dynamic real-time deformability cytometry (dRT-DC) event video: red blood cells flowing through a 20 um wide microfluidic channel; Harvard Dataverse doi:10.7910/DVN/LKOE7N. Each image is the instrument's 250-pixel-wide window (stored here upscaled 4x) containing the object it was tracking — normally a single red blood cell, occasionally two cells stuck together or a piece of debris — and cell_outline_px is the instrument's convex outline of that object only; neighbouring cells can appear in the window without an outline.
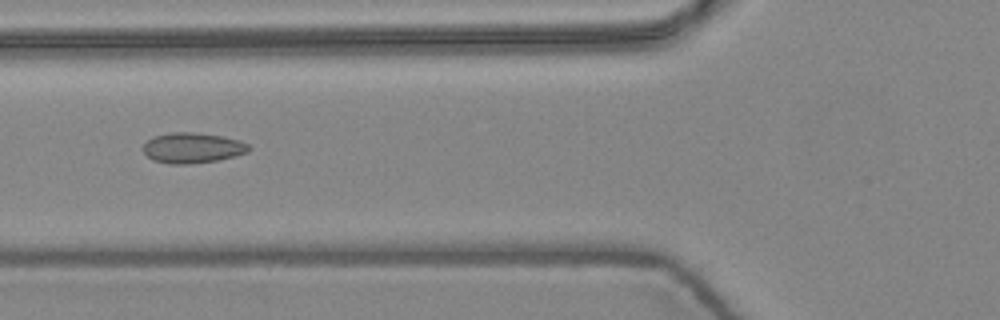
{"species": "common noctule bat (a hibernating species)", "species_latin": "Nyctalus noctula", "temperature_condition": "warm", "stored_images_in_passage": 10, "camera_frame_rate_fps": 3000, "um_per_image_px": 0.085, "animal": {"sex": "female", "body_mass_g": 24.6, "forearm_length_mm": 56.2}, "frame": {"image": 1, "passage_image": 6, "time_ms": 1.667, "image_size_px": [1000, 320], "cell_outline_px": [[252, 148], [248, 152], [236, 156], [216, 160], [188, 164], [168, 164], [152, 160], [144, 152], [144, 144], [152, 136], [172, 132], [192, 132], [220, 136], [240, 140], [248, 144]], "centroid_in_image_um": [16.37, 12.57], "position_along_channel_um": 109.4, "area_um2": 18.73}}
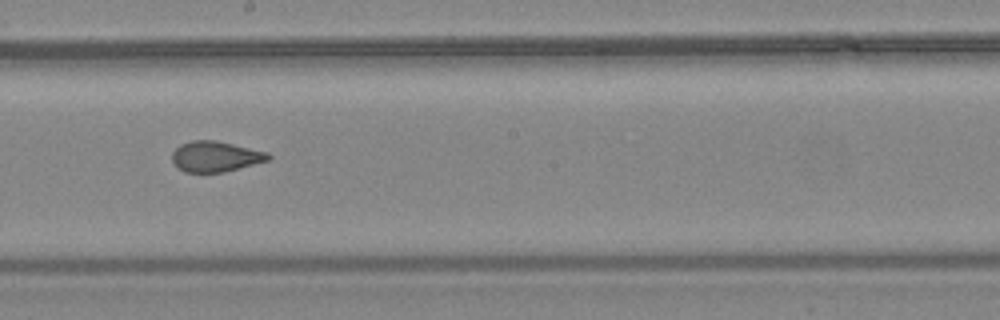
{"frame": {"image": 2, "passage_image": 9, "time_ms": 2.667, "image_size_px": [1000, 320], "cell_outline_px": [[272, 156], [268, 160], [224, 172], [184, 172], [176, 168], [172, 160], [172, 152], [180, 144], [192, 140], [216, 140], [268, 152]], "centroid_in_image_um": [18.28, 13.3], "position_along_channel_um": 229.9, "area_um2": 17.17}}
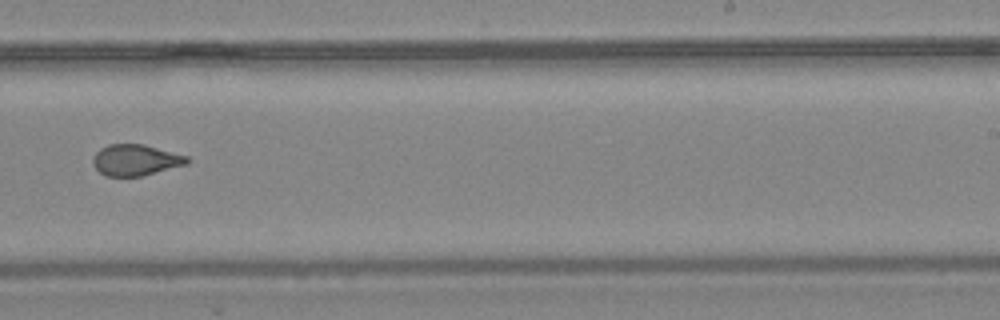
{"frame": {"image": 3, "passage_image": 10, "time_ms": 3.0, "image_size_px": [1000, 320], "cell_outline_px": [[192, 160], [188, 164], [140, 176], [104, 176], [92, 164], [92, 160], [96, 152], [100, 148], [108, 144], [144, 144], [188, 156]], "centroid_in_image_um": [11.53, 13.6], "position_along_channel_um": 277.5, "area_um2": 17.17}}